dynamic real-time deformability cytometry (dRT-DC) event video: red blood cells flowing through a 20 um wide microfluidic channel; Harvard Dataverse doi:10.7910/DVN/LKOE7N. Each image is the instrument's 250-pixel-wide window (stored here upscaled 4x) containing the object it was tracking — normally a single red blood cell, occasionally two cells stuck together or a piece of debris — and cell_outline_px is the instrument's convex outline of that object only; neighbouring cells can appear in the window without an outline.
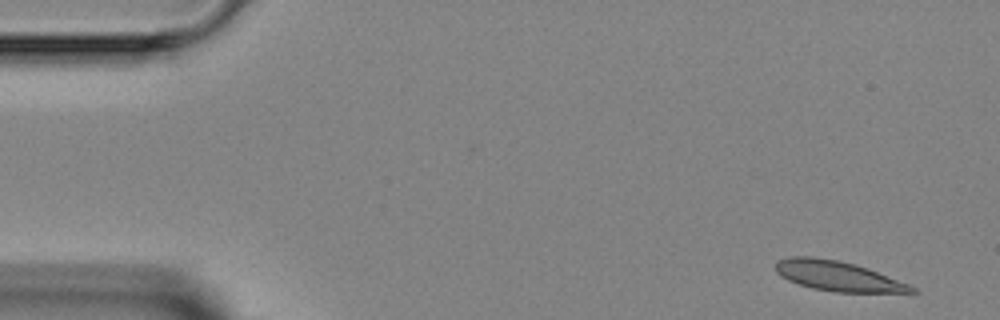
{"species": "Egyptian fruit bat (a non-hibernating species)", "species_latin": "Rousettus aegyptiacus", "temperature_condition": "room temperature", "stored_images_in_passage": 4, "camera_frame_rate_fps": 3000, "um_per_image_px": 0.085, "animal": {"sex": "female"}, "frame": {"image": 1, "passage_image": 1, "time_ms": 0.0, "image_size_px": [1000, 320], "cell_outline_px": [[920, 292], [832, 292], [812, 288], [788, 280], [780, 276], [776, 272], [776, 264], [780, 260], [788, 256], [812, 256], [836, 260], [856, 264], [868, 268], [908, 284], [916, 288]], "centroid_in_image_um": [71.2, 23.46], "position_along_channel_um": 13.8, "area_um2": 23.58}}
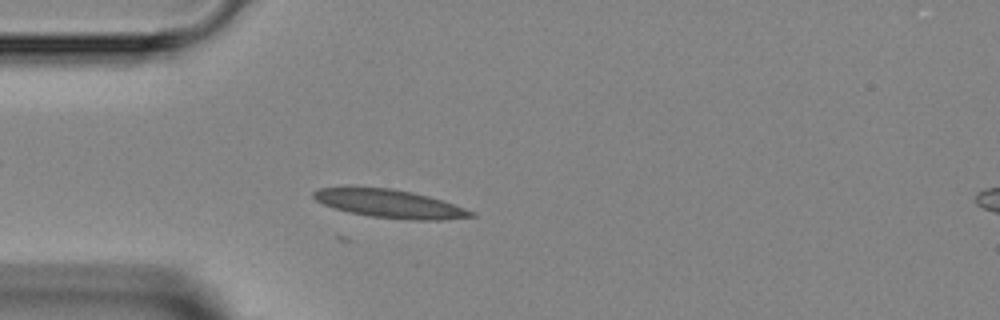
{"frame": {"image": 2, "passage_image": 4, "time_ms": 3.333, "image_size_px": [1000, 320], "cell_outline_px": [[476, 216], [444, 220], [408, 220], [368, 216], [348, 212], [324, 204], [316, 200], [312, 196], [312, 192], [320, 188], [392, 188], [412, 192], [428, 196], [476, 212]], "centroid_in_image_um": [33.16, 17.33], "position_along_channel_um": 51.8, "area_um2": 25.61}}